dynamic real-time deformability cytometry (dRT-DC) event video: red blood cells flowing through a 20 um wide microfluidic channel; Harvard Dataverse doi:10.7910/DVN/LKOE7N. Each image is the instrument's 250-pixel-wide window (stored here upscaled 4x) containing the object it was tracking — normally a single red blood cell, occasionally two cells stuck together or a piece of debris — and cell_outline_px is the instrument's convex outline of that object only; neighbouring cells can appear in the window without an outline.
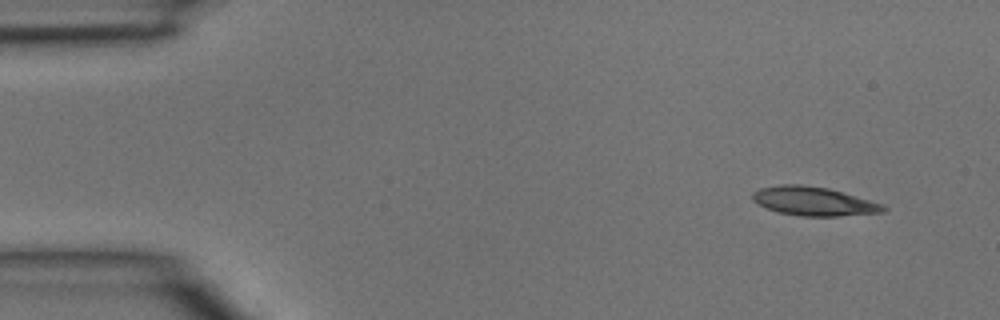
{"species": "common noctule bat (a hibernating species)", "species_latin": "Nyctalus noctula", "temperature_condition": "room temperature", "stored_images_in_passage": 4, "camera_frame_rate_fps": 3000, "um_per_image_px": 0.085, "animal": {"sex": "male", "body_mass_g": 15.6}, "frame": {"image": 1, "passage_image": 1, "time_ms": 0.0, "image_size_px": [1000, 320], "cell_outline_px": [[888, 208], [884, 212], [840, 216], [800, 216], [776, 212], [756, 204], [752, 200], [752, 192], [760, 188], [780, 184], [800, 184], [828, 188], [884, 204]], "centroid_in_image_um": [69.13, 17.11], "position_along_channel_um": 15.9, "area_um2": 22.2}}
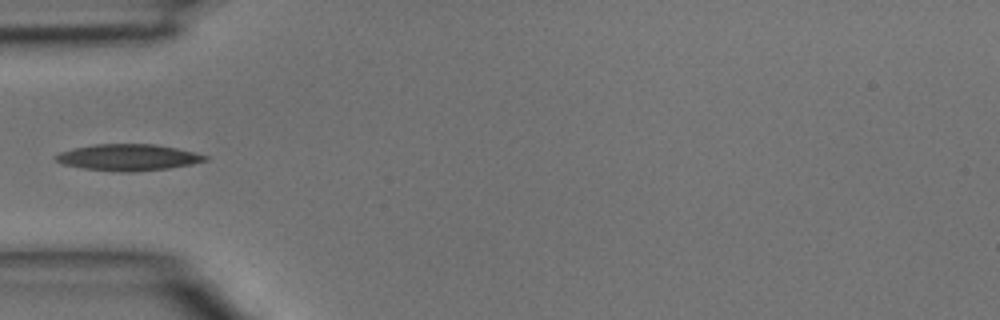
{"frame": {"image": 2, "passage_image": 4, "time_ms": 1.0, "image_size_px": [1000, 320], "cell_outline_px": [[208, 160], [192, 164], [168, 168], [128, 172], [120, 172], [84, 168], [64, 164], [56, 160], [52, 156], [60, 152], [72, 148], [92, 144], [156, 144], [196, 152], [208, 156]], "centroid_in_image_um": [10.89, 13.36], "position_along_channel_um": 74.1, "area_um2": 23.0}}